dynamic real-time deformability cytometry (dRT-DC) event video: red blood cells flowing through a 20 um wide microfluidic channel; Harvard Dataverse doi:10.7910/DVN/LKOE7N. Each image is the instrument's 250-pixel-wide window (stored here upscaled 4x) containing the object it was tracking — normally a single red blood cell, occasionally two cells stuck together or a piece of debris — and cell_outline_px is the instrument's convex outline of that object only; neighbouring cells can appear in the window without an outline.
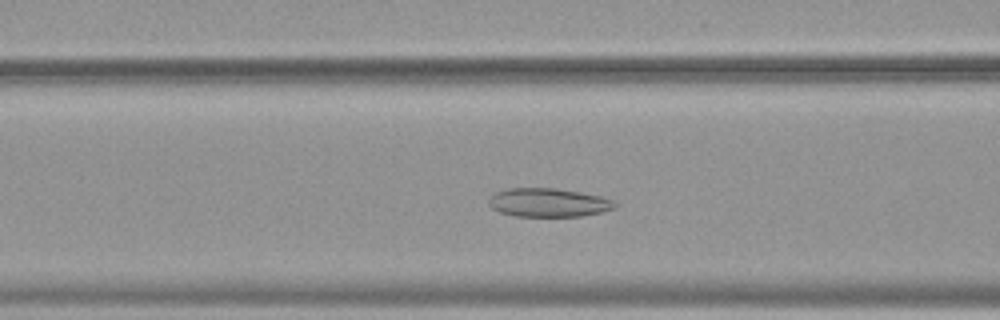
{"species": "common noctule bat (a hibernating species)", "species_latin": "Nyctalus noctula", "temperature_condition": "warm", "stored_images_in_passage": 48, "camera_frame_rate_fps": 3000, "um_per_image_px": 0.085, "animal": {"sex": "female", "body_mass_g": 19.9}, "frame": {"image": 1, "passage_image": 16, "time_ms": 5.0, "image_size_px": [1000, 320], "cell_outline_px": [[620, 204], [616, 208], [584, 216], [516, 216], [500, 212], [492, 208], [488, 204], [488, 200], [496, 192], [508, 188], [556, 188], [580, 192], [600, 196], [616, 200]], "centroid_in_image_um": [46.67, 17.22], "position_along_channel_um": 119.9, "area_um2": 21.21}}
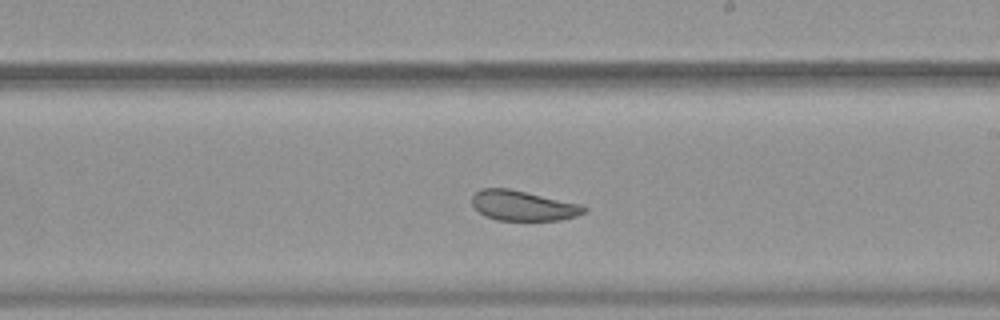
{"frame": {"image": 2, "passage_image": 26, "time_ms": 8.333, "image_size_px": [1000, 320], "cell_outline_px": [[588, 208], [584, 212], [576, 216], [560, 220], [496, 220], [484, 216], [472, 204], [472, 196], [480, 188], [508, 188], [580, 204]], "centroid_in_image_um": [44.43, 17.48], "position_along_channel_um": 244.6, "area_um2": 19.48}}
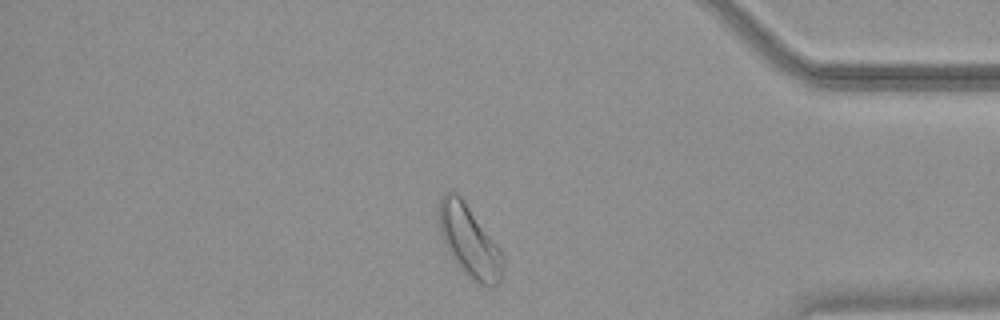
{"frame": {"image": 3, "passage_image": 40, "time_ms": 13.0, "image_size_px": [1000, 320], "cell_outline_px": [[504, 268], [500, 280], [492, 288], [480, 284], [472, 280], [456, 264], [444, 244], [440, 232], [440, 196], [444, 192], [456, 192], [460, 196], [500, 248], [504, 256]], "centroid_in_image_um": [39.92, 20.54], "position_along_channel_um": 395.3, "area_um2": 26.47}, "authors_computed_cell_mechanics": {"area_um2": 23.987, "velocity_mm_per_s": 3.7565, "shape_relaxation_time_tau1_ms": 8.8392, "shape_relaxation_time_tau2_ms": 1.9643, "deformation_change_tau1": 0.1467, "deformation_change_tau2": 0.084}}